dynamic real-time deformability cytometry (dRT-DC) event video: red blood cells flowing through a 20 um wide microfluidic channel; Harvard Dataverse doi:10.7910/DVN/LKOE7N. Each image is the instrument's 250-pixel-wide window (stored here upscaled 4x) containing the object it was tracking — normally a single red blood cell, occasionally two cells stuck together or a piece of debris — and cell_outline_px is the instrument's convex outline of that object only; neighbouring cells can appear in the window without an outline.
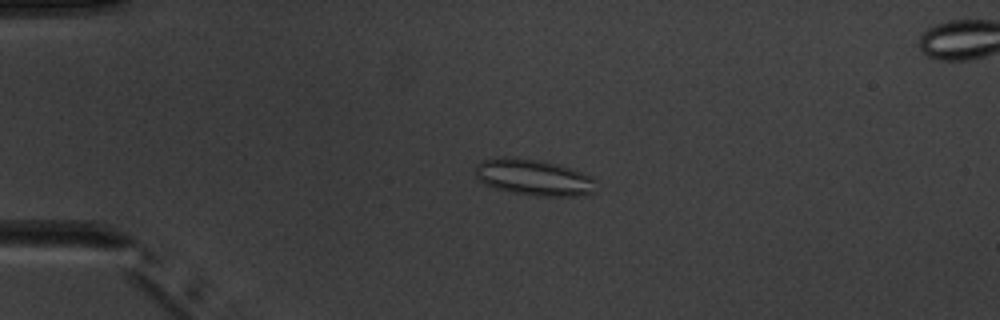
{"species": "common noctule bat (a hibernating species)", "species_latin": "Nyctalus noctula", "temperature_condition": "warm", "stored_images_in_passage": 5, "camera_frame_rate_fps": 3000, "um_per_image_px": 0.085, "animal": {"sex": "male", "body_mass_g": 20.1, "forearm_length_mm": 53.5}, "frame": {"image": 1, "passage_image": 3, "time_ms": 3.333, "image_size_px": [1000, 320], "cell_outline_px": [[596, 192], [576, 196], [536, 196], [512, 192], [496, 188], [484, 184], [476, 176], [476, 164], [480, 160], [504, 156], [512, 156], [540, 160], [572, 168], [592, 176], [596, 180]], "centroid_in_image_um": [45.39, 15.06], "position_along_channel_um": 39.6, "area_um2": 25.84}}
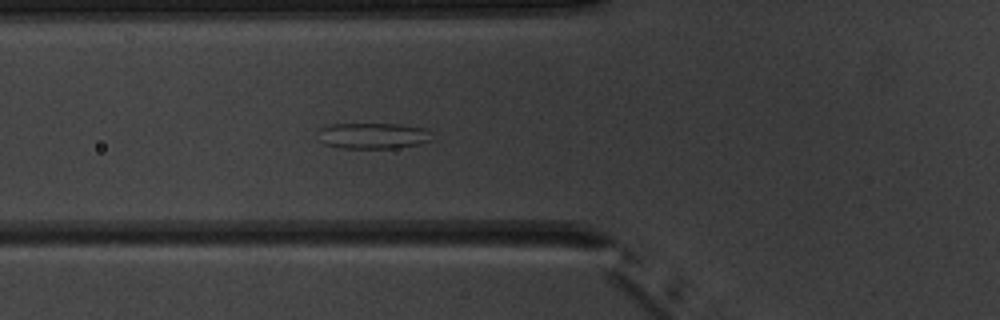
{"frame": {"image": 2, "passage_image": 5, "time_ms": 5.667, "image_size_px": [1000, 320], "cell_outline_px": [[432, 140], [416, 144], [396, 148], [344, 148], [324, 144], [320, 140], [320, 128], [332, 124], [400, 124], [424, 128], [428, 132]], "centroid_in_image_um": [31.69, 11.54], "position_along_channel_um": 94.1, "area_um2": 16.94}}